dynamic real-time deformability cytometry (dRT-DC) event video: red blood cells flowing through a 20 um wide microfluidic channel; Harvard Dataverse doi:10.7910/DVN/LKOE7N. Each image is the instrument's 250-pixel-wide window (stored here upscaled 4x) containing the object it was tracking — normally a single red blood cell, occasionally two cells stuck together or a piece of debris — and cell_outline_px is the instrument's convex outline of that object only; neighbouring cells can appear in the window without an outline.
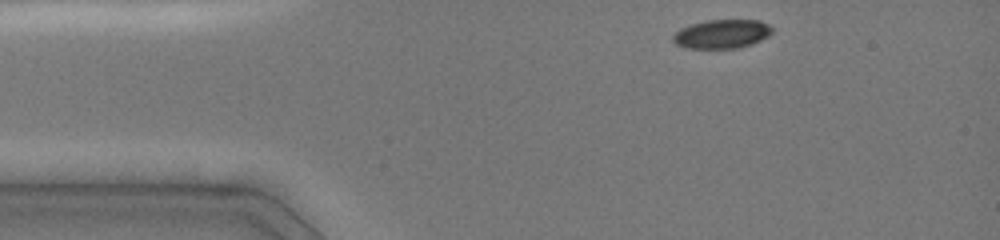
{"species": "common noctule bat (a hibernating species)", "species_latin": "Nyctalus noctula", "temperature_condition": "cold", "stored_images_in_passage": 17, "camera_frame_rate_fps": 3000, "um_per_image_px": 0.085, "animal": {"sex": "female", "body_mass_g": 19.0, "forearm_length_mm": 51.5}, "frame": {"image": 1, "passage_image": 1, "time_ms": 0.0, "image_size_px": [1000, 240], "cell_outline_px": [[772, 32], [768, 36], [752, 44], [740, 48], [684, 48], [676, 44], [672, 40], [672, 36], [680, 28], [688, 24], [708, 20], [760, 20], [768, 24], [772, 28]], "centroid_in_image_um": [61.34, 2.88], "position_along_channel_um": 23.7, "area_um2": 16.82}}
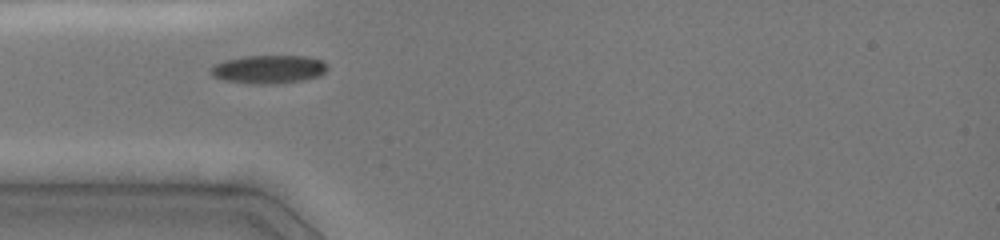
{"frame": {"image": 2, "passage_image": 7, "time_ms": 2.333, "image_size_px": [1000, 240], "cell_outline_px": [[328, 68], [320, 76], [300, 80], [276, 84], [252, 84], [224, 80], [212, 76], [208, 68], [224, 60], [244, 56], [308, 56], [320, 60], [328, 64]], "centroid_in_image_um": [22.81, 5.89], "position_along_channel_um": 62.2, "area_um2": 19.36}}
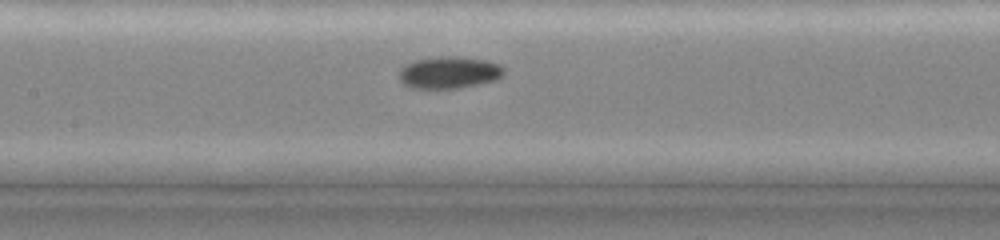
{"frame": {"image": 3, "passage_image": 13, "time_ms": 5.0, "image_size_px": [1000, 240], "cell_outline_px": [[504, 72], [496, 80], [480, 84], [460, 88], [408, 88], [400, 80], [400, 68], [416, 60], [448, 56], [456, 56], [484, 60], [500, 64], [504, 68]], "centroid_in_image_um": [38.19, 6.18], "position_along_channel_um": 169.2, "area_um2": 19.36}}